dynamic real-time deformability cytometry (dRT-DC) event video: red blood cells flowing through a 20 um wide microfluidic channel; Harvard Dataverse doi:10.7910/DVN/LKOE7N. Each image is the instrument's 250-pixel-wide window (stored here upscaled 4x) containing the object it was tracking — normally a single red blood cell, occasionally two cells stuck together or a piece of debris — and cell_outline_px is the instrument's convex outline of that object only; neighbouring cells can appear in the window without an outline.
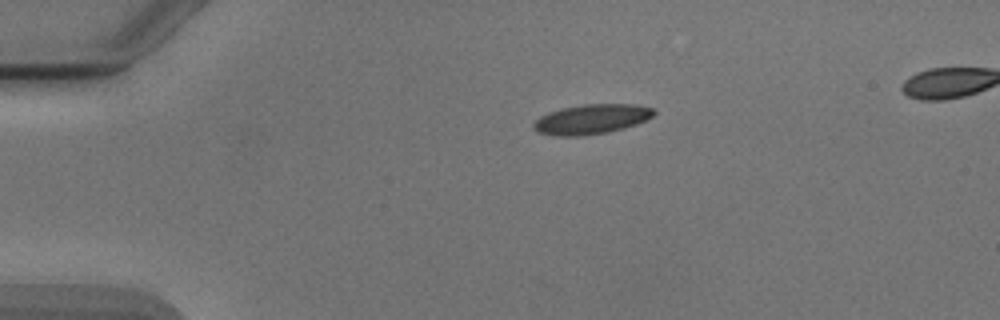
{"species": "Egyptian fruit bat (a non-hibernating species)", "species_latin": "Rousettus aegyptiacus", "temperature_condition": "cold", "stored_images_in_passage": 43, "camera_frame_rate_fps": 3000, "um_per_image_px": 0.085, "animal": {"sex": "male"}, "frame": {"image": 1, "passage_image": 1, "time_ms": 0.0, "image_size_px": [1000, 320], "cell_outline_px": [[656, 112], [652, 116], [636, 124], [624, 128], [604, 132], [572, 136], [560, 136], [536, 132], [532, 128], [532, 124], [540, 116], [548, 112], [560, 108], [584, 104], [632, 104], [656, 108]], "centroid_in_image_um": [50.25, 10.11], "position_along_channel_um": 34.8, "area_um2": 20.75}}
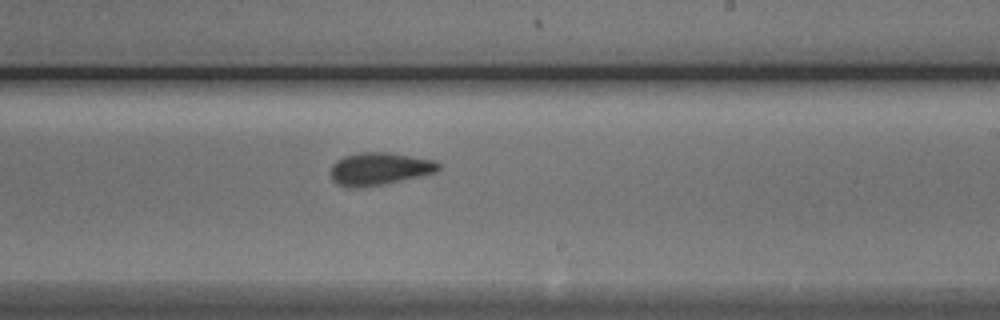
{"frame": {"image": 2, "passage_image": 22, "time_ms": 7.0, "image_size_px": [1000, 320], "cell_outline_px": [[440, 168], [436, 172], [420, 176], [380, 184], [356, 188], [348, 188], [336, 184], [332, 180], [332, 164], [336, 160], [344, 156], [360, 152], [388, 152], [432, 160], [440, 164]], "centroid_in_image_um": [32.21, 14.34], "position_along_channel_um": 256.8, "area_um2": 20.23}}
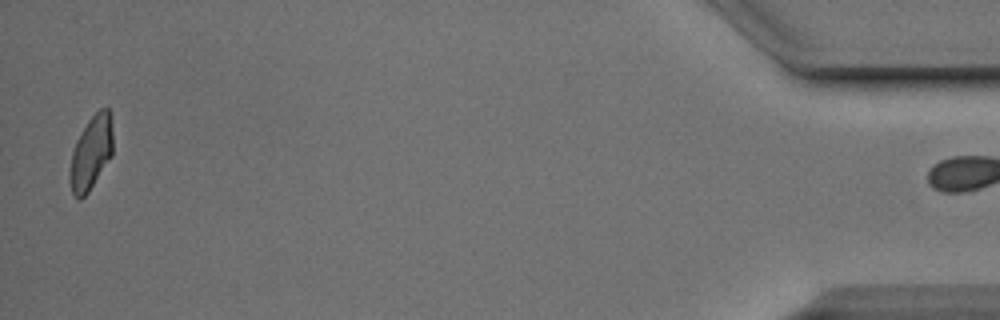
{"frame": {"image": 3, "passage_image": 42, "time_ms": 13.667, "image_size_px": [1000, 320], "cell_outline_px": [[112, 156], [88, 192], [80, 200], [72, 192], [68, 180], [68, 176], [72, 152], [76, 140], [80, 132], [88, 120], [100, 108], [108, 108], [112, 132]], "centroid_in_image_um": [7.71, 13.01], "position_along_channel_um": 427.5, "area_um2": 18.44}, "authors_computed_cell_mechanics": {"area_um2": 20.4034, "velocity_mm_per_s": 3.8744, "shape_relaxation_time_tau1_ms": 3.3864, "shape_relaxation_time_tau2_ms": 1.827, "deformation_change_tau1": 0.1031, "deformation_change_tau2": 0.0922}}